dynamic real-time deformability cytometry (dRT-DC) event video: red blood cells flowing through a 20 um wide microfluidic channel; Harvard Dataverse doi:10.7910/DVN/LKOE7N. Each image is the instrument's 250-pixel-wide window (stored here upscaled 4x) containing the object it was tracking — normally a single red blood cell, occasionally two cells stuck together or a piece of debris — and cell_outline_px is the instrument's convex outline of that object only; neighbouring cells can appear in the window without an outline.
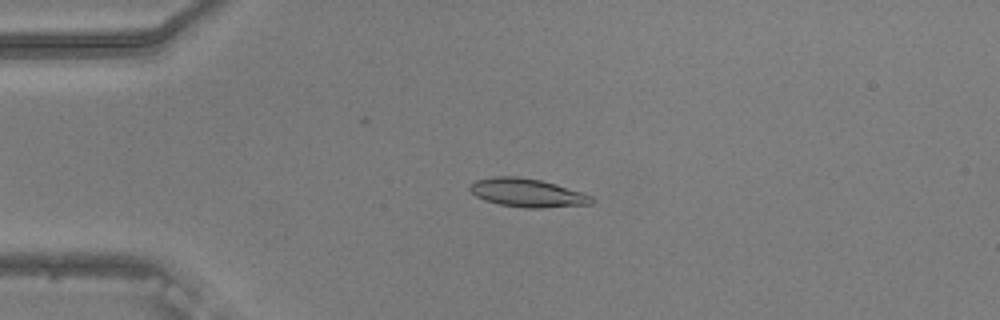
{"species": "common noctule bat (a hibernating species)", "species_latin": "Nyctalus noctula", "temperature_condition": "warm", "stored_images_in_passage": 54, "camera_frame_rate_fps": 3000, "um_per_image_px": 0.085, "animal": {"sex": "male", "body_mass_g": 20.5, "forearm_length_mm": 52.5}, "frame": {"image": 1, "passage_image": 13, "time_ms": 4.0, "image_size_px": [1000, 320], "cell_outline_px": [[596, 200], [592, 204], [540, 208], [524, 208], [500, 204], [484, 200], [476, 196], [468, 188], [468, 184], [476, 180], [492, 176], [516, 176], [540, 180], [556, 184], [584, 192], [592, 196]], "centroid_in_image_um": [44.83, 16.38], "position_along_channel_um": 40.2, "area_um2": 20.4}}
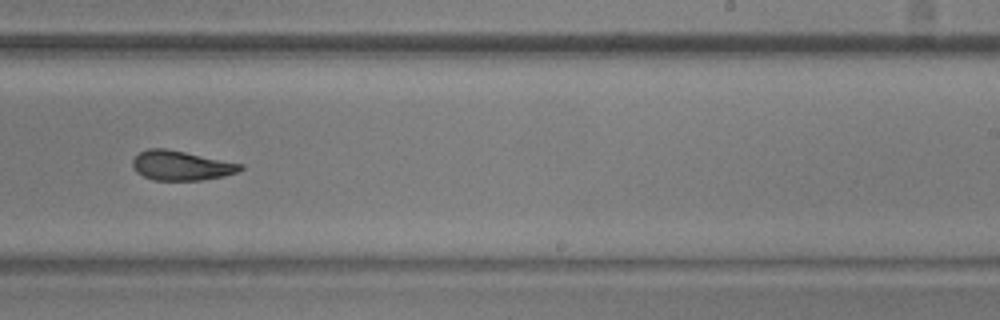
{"frame": {"image": 2, "passage_image": 34, "time_ms": 11.0, "image_size_px": [1000, 320], "cell_outline_px": [[244, 168], [236, 172], [224, 176], [200, 180], [152, 180], [136, 172], [132, 168], [132, 160], [140, 152], [148, 148], [164, 148], [244, 164]], "centroid_in_image_um": [15.38, 14.07], "position_along_channel_um": 273.6, "area_um2": 18.5}}
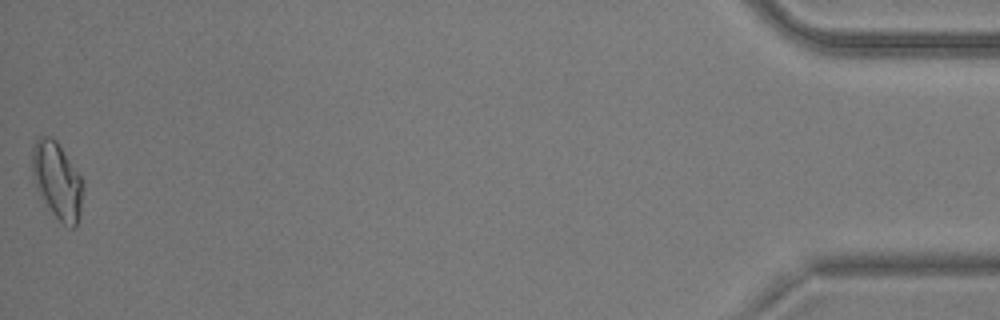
{"frame": {"image": 3, "passage_image": 54, "time_ms": 17.667, "image_size_px": [1000, 320], "cell_outline_px": [[84, 188], [80, 212], [76, 224], [72, 228], [64, 224], [52, 212], [36, 188], [32, 176], [32, 148], [36, 140], [40, 136], [52, 136], [56, 140], [84, 180]], "centroid_in_image_um": [4.87, 15.3], "position_along_channel_um": 430.3, "area_um2": 22.66}, "authors_computed_cell_mechanics": {"area_um2": 19.4208, "velocity_mm_per_s": 3.7502, "shape_relaxation_time_tau1_ms": 8.5425, "shape_relaxation_time_tau2_ms": 3.4616, "deformation_change_tau1": 0.168, "deformation_change_tau2": 0.1031}}